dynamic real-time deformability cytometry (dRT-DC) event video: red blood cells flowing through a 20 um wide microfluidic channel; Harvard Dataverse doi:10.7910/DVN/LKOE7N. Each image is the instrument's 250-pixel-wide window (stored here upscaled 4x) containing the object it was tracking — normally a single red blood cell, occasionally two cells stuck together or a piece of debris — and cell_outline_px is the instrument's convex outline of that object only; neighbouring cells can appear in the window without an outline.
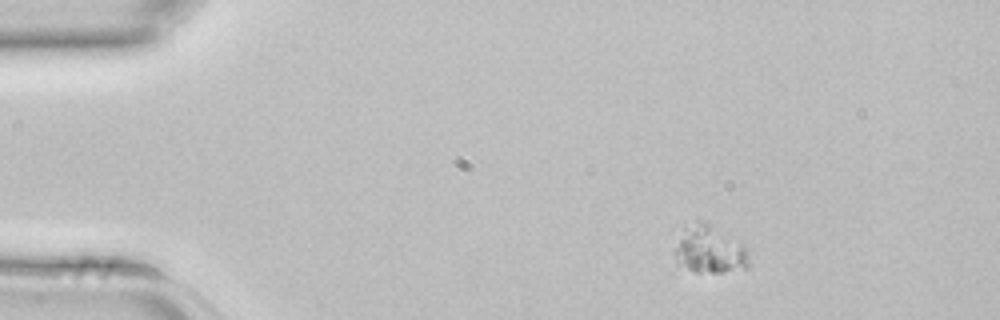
{"species": "common noctule bat (a hibernating species)", "species_latin": "Nyctalus noctula", "temperature_condition": "room temperature", "stored_images_in_passage": 2, "camera_frame_rate_fps": 3000, "um_per_image_px": 0.085, "animal": {"sex": "female", "body_mass_g": 22.7, "forearm_length_mm": 54.2}, "frame": {"image": 1, "passage_image": 1, "time_ms": 0.0, "image_size_px": [1000, 320], "cell_outline_px": [[748, 268], [720, 272], [672, 272], [676, 248], [684, 220], [696, 220], [708, 224], [744, 244], [748, 252]], "centroid_in_image_um": [60.17, 21.26], "position_along_channel_um": 24.8, "area_um2": 21.56}}